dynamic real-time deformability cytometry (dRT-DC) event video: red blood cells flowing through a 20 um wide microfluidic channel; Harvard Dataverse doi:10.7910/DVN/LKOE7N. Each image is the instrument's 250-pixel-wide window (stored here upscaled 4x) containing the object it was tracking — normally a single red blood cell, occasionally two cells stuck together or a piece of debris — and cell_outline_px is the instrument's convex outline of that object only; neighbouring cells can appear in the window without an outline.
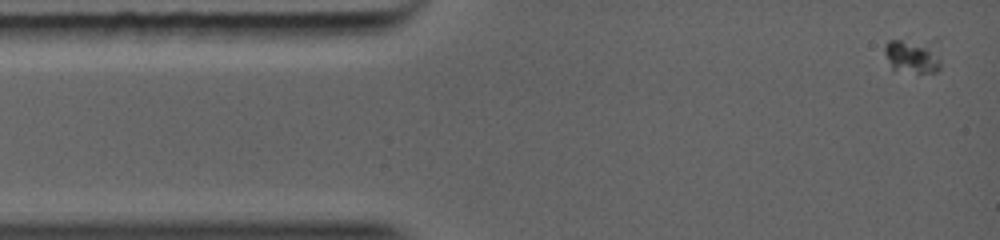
{"species": "common noctule bat (a hibernating species)", "species_latin": "Nyctalus noctula", "temperature_condition": "warm", "stored_images_in_passage": 35, "camera_frame_rate_fps": 5000, "um_per_image_px": 0.085, "animal": {"sex": "female", "body_mass_g": 19.0, "forearm_length_mm": 56.7}, "frame": {"image": 1, "passage_image": 1, "time_ms": 0.0, "image_size_px": [1000, 240], "cell_outline_px": [[940, 68], [936, 72], [916, 72], [892, 68], [884, 52], [884, 44], [888, 40], [932, 40], [940, 60]], "centroid_in_image_um": [77.57, 4.71], "position_along_channel_um": 7.4, "area_um2": 11.21}}
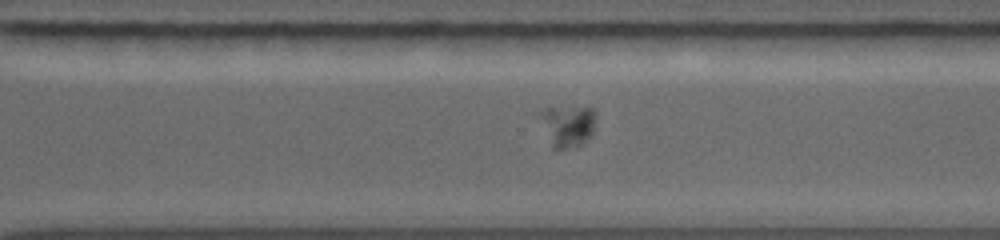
{"frame": {"image": 2, "passage_image": 19, "time_ms": 8.2, "image_size_px": [1000, 240], "cell_outline_px": [[592, 136], [580, 144], [564, 148], [552, 148], [544, 116], [544, 112], [548, 108], [592, 108]], "centroid_in_image_um": [48.32, 10.72], "position_along_channel_um": 322.3, "area_um2": 11.96}}
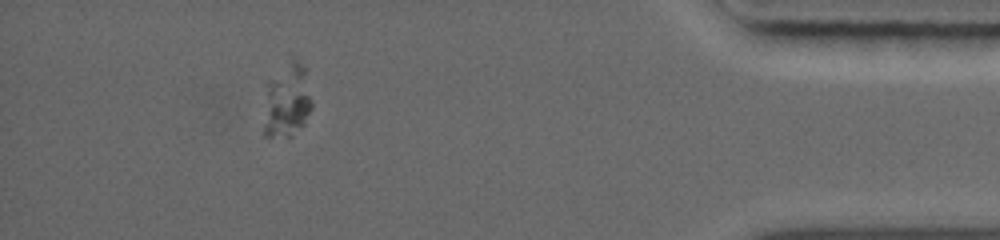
{"frame": {"image": 3, "passage_image": 27, "time_ms": 11.2, "image_size_px": [1000, 240], "cell_outline_px": [[312, 108], [304, 124], [292, 136], [264, 136], [264, 124], [268, 80], [272, 80], [308, 96], [312, 100]], "centroid_in_image_um": [24.22, 9.37], "position_along_channel_um": 411.0, "area_um2": 14.51}}